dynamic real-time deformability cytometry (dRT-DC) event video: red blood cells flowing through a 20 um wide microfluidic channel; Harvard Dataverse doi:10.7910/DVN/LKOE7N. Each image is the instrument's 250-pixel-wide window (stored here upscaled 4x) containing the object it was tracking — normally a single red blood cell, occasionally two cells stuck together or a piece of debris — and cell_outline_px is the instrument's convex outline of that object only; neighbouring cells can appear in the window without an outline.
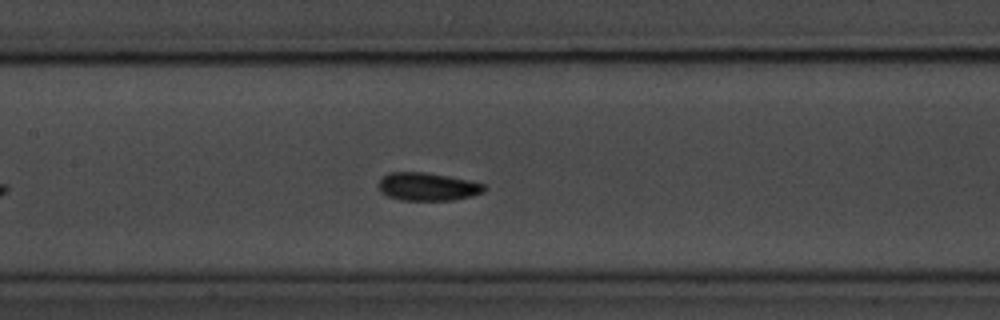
{"species": "common noctule bat (a hibernating species)", "species_latin": "Nyctalus noctula", "temperature_condition": "room temperature", "stored_images_in_passage": 34, "camera_frame_rate_fps": 3000, "um_per_image_px": 0.085, "animal": {"sex": "male", "body_mass_g": 20.1, "forearm_length_mm": 53.5}, "frame": {"image": 1, "passage_image": 15, "time_ms": 4.667, "image_size_px": [1000, 320], "cell_outline_px": [[488, 188], [484, 192], [472, 196], [452, 200], [400, 200], [388, 196], [380, 192], [380, 180], [388, 172], [424, 172], [448, 176], [468, 180], [484, 184]], "centroid_in_image_um": [36.37, 15.87], "position_along_channel_um": 171.0, "area_um2": 17.22}, "authors_computed_cell_mechanics": {"area_um2": 16.9932, "velocity_mm_per_s": 3.625, "shape_relaxation_time_tau1_ms": null, "shape_relaxation_time_tau2_ms": 3.4186, "deformation_change_tau1": null, "deformation_change_tau2": 0.0817}}